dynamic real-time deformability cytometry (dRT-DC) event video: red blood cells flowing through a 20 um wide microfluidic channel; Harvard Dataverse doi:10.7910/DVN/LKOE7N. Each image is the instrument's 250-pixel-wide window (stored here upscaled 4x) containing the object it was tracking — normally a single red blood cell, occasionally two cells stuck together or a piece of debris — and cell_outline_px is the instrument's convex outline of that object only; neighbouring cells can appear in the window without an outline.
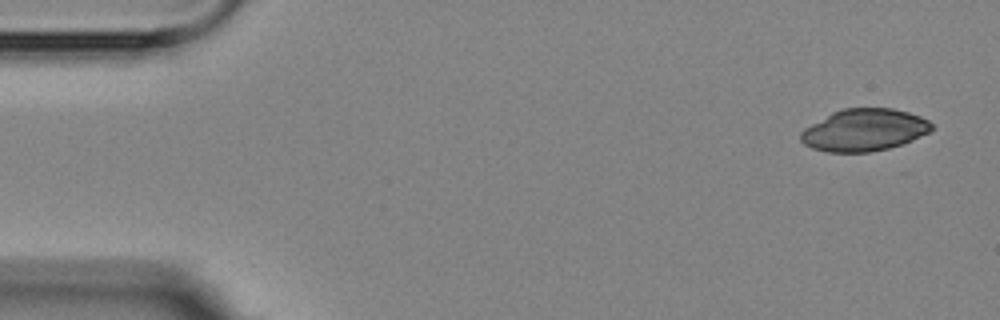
{"species": "Egyptian fruit bat (a non-hibernating species)", "species_latin": "Rousettus aegyptiacus", "temperature_condition": "room temperature", "stored_images_in_passage": 6, "camera_frame_rate_fps": 3000, "um_per_image_px": 0.085, "animal": {"sex": "female"}, "frame": {"image": 1, "passage_image": 1, "time_ms": 0.0, "image_size_px": [1000, 320], "cell_outline_px": [[932, 128], [928, 132], [912, 140], [888, 148], [868, 152], [828, 152], [812, 148], [804, 144], [800, 140], [800, 132], [804, 128], [832, 112], [844, 108], [892, 108], [908, 112], [920, 116], [928, 120], [932, 124]], "centroid_in_image_um": [73.43, 11.05], "position_along_channel_um": 11.6, "area_um2": 31.96}}